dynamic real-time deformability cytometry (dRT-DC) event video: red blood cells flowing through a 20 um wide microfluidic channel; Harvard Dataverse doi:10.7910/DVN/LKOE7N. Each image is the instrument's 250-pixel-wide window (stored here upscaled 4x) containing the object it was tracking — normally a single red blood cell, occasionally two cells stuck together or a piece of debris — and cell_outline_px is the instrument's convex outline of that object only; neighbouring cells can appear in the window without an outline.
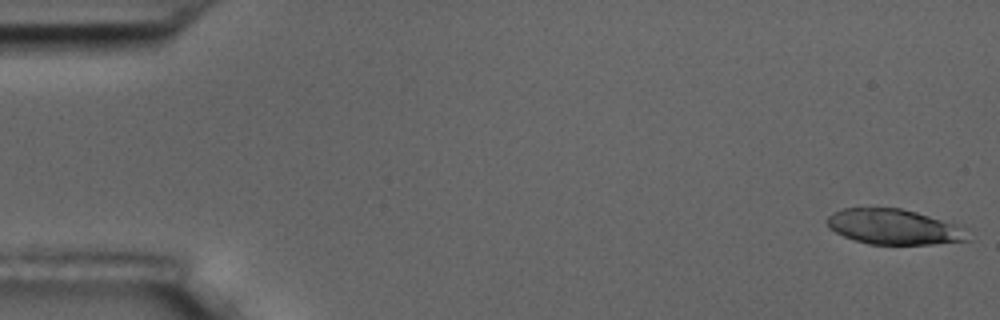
{"species": "common noctule bat (a hibernating species)", "species_latin": "Nyctalus noctula", "temperature_condition": "room temperature", "stored_images_in_passage": 55, "camera_frame_rate_fps": 3000, "um_per_image_px": 0.085, "animal": {"sex": "male", "body_mass_g": 17.5, "forearm_length_mm": 52.3}, "frame": {"image": 1, "passage_image": 1, "time_ms": 0.0, "image_size_px": [1000, 320], "cell_outline_px": [[972, 240], [932, 244], [868, 244], [844, 236], [828, 228], [828, 216], [832, 212], [844, 208], [900, 208], [916, 212], [952, 224]], "centroid_in_image_um": [75.88, 19.28], "position_along_channel_um": 9.1, "area_um2": 28.15}}